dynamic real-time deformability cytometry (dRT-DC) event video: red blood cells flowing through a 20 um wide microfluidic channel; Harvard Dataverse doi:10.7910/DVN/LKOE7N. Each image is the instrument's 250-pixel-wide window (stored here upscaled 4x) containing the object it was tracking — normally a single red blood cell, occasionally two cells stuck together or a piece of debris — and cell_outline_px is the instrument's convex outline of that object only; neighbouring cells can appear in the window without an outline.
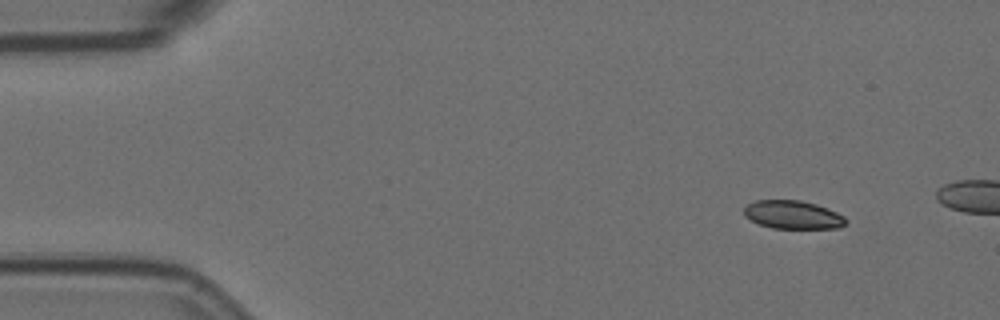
{"species": "Egyptian fruit bat (a non-hibernating species)", "species_latin": "Rousettus aegyptiacus", "temperature_condition": "room temperature", "stored_images_in_passage": 3, "camera_frame_rate_fps": 3000, "um_per_image_px": 0.085, "animal": {"sex": "female"}, "frame": {"image": 1, "passage_image": 1, "time_ms": 0.0, "image_size_px": [1000, 320], "cell_outline_px": [[848, 220], [840, 228], [772, 228], [760, 224], [744, 216], [744, 208], [748, 204], [756, 200], [800, 200], [816, 204], [828, 208], [844, 216]], "centroid_in_image_um": [67.41, 18.25], "position_along_channel_um": 17.6, "area_um2": 16.76}}